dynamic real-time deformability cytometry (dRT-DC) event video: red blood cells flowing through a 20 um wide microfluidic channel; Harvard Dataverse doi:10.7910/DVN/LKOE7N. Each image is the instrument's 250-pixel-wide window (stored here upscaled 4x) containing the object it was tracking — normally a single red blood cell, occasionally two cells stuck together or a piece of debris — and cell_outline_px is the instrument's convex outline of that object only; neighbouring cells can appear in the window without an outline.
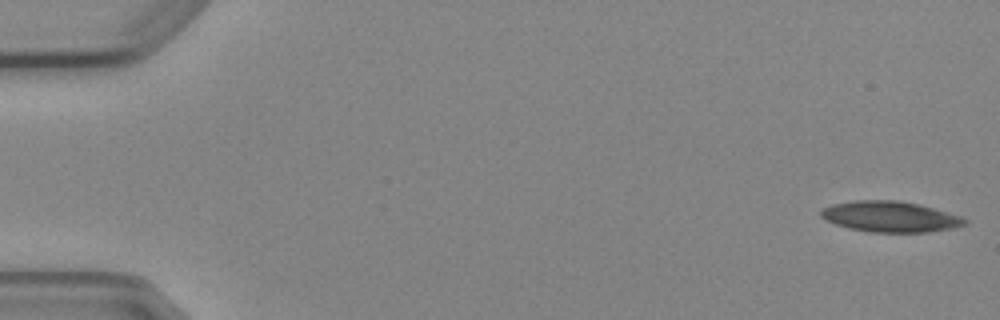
{"species": "Egyptian fruit bat (a non-hibernating species)", "species_latin": "Rousettus aegyptiacus", "temperature_condition": "cold", "stored_images_in_passage": 5, "camera_frame_rate_fps": 3000, "um_per_image_px": 0.085, "animal": {"sex": "female"}, "frame": {"image": 1, "passage_image": 1, "time_ms": 0.0, "image_size_px": [1000, 320], "cell_outline_px": [[968, 224], [952, 228], [928, 232], [868, 232], [836, 224], [824, 220], [820, 216], [820, 212], [824, 208], [832, 204], [856, 200], [896, 200], [920, 204], [960, 216], [968, 220]], "centroid_in_image_um": [75.67, 18.41], "position_along_channel_um": 9.3, "area_um2": 25.72}}
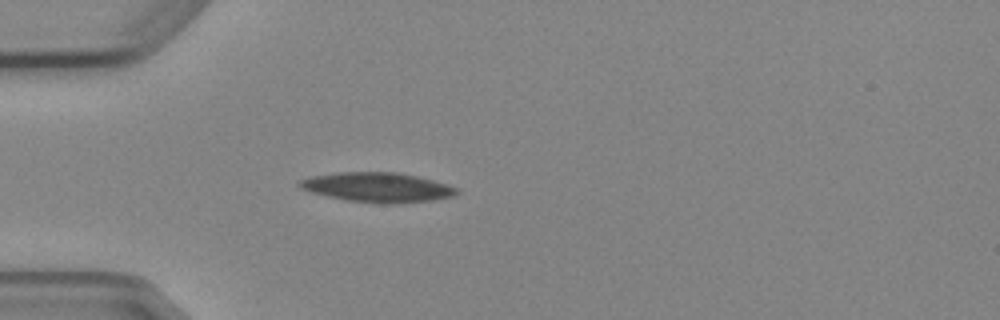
{"frame": {"image": 2, "passage_image": 5, "time_ms": 4.667, "image_size_px": [1000, 320], "cell_outline_px": [[460, 192], [456, 196], [432, 200], [396, 204], [380, 204], [344, 200], [312, 192], [300, 188], [296, 184], [300, 180], [308, 176], [336, 172], [396, 172], [416, 176], [448, 184], [460, 188]], "centroid_in_image_um": [32.1, 15.93], "position_along_channel_um": 52.9, "area_um2": 27.57}}